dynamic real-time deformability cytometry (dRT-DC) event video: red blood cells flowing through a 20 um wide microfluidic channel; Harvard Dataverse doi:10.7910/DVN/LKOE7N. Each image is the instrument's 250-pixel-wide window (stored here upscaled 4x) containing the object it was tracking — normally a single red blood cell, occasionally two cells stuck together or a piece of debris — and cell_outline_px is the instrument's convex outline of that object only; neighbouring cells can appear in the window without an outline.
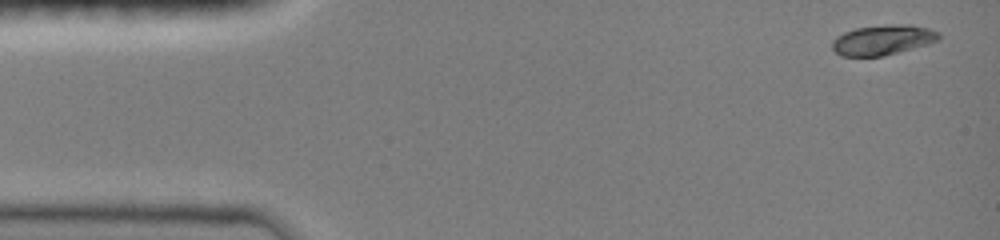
{"species": "common noctule bat (a hibernating species)", "species_latin": "Nyctalus noctula", "temperature_condition": "room temperature", "stored_images_in_passage": 10, "camera_frame_rate_fps": 3000, "um_per_image_px": 0.085, "animal": {"sex": "female", "body_mass_g": 19.0, "forearm_length_mm": 51.5}, "frame": {"image": 1, "passage_image": 1, "time_ms": 0.0, "image_size_px": [1000, 240], "cell_outline_px": [[940, 40], [928, 44], [880, 56], [840, 56], [832, 48], [832, 40], [836, 36], [844, 32], [856, 28], [888, 24], [912, 24], [928, 28], [940, 32]], "centroid_in_image_um": [75.04, 3.38], "position_along_channel_um": 10.0, "area_um2": 18.73}}
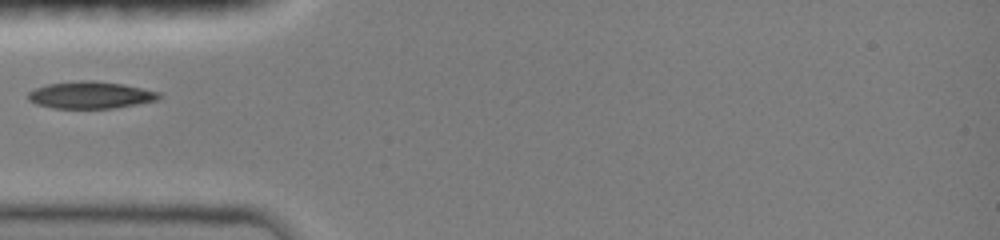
{"frame": {"image": 2, "passage_image": 6, "time_ms": 4.333, "image_size_px": [1000, 240], "cell_outline_px": [[160, 96], [156, 100], [116, 108], [52, 108], [36, 104], [28, 100], [28, 92], [36, 88], [48, 84], [80, 80], [92, 80], [120, 84], [160, 92]], "centroid_in_image_um": [7.65, 8.08], "position_along_channel_um": 77.4, "area_um2": 20.4}}
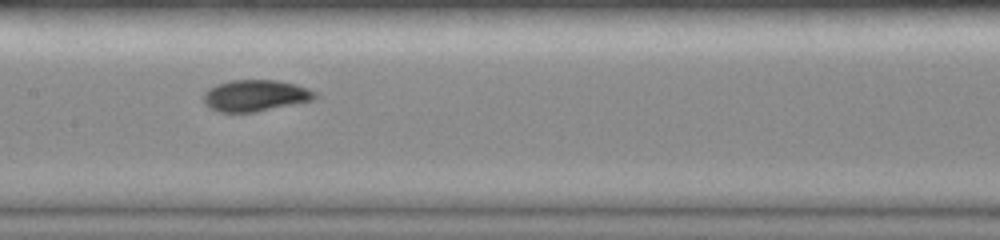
{"frame": {"image": 3, "passage_image": 9, "time_ms": 7.0, "image_size_px": [1000, 240], "cell_outline_px": [[316, 96], [312, 100], [256, 112], [220, 112], [208, 108], [204, 104], [204, 92], [208, 88], [216, 84], [232, 80], [276, 80], [296, 84], [308, 88], [316, 92]], "centroid_in_image_um": [21.67, 8.12], "position_along_channel_um": 185.7, "area_um2": 20.46}}